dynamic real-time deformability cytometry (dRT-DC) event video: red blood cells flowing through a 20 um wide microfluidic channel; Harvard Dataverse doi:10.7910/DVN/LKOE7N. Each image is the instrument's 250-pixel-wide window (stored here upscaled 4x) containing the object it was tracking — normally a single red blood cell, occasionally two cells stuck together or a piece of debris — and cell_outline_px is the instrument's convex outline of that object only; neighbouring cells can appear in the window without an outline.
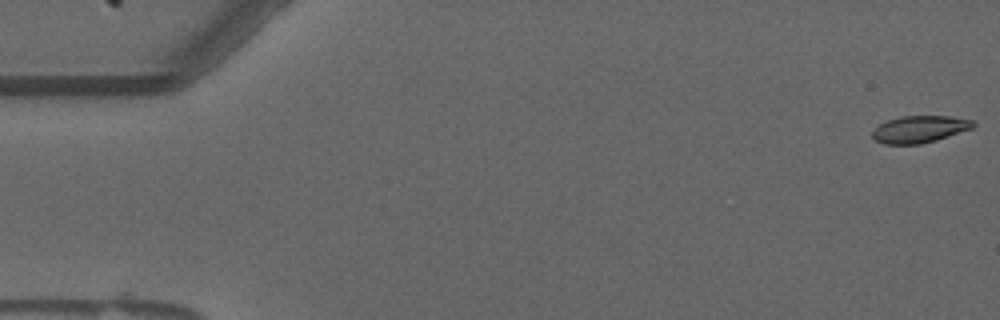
{"species": "common noctule bat (a hibernating species)", "species_latin": "Nyctalus noctula", "temperature_condition": "warm", "stored_images_in_passage": 53, "camera_frame_rate_fps": 3000, "um_per_image_px": 0.085, "animal": {"sex": "male", "forearm_length_mm": 52.5}, "frame": {"image": 1, "passage_image": 1, "time_ms": 0.0, "image_size_px": [1000, 320], "cell_outline_px": [[976, 124], [972, 128], [936, 140], [920, 144], [884, 144], [876, 140], [872, 136], [872, 132], [880, 124], [888, 120], [900, 116], [948, 116], [972, 120]], "centroid_in_image_um": [78.16, 10.98], "position_along_channel_um": 6.8, "area_um2": 15.66}}
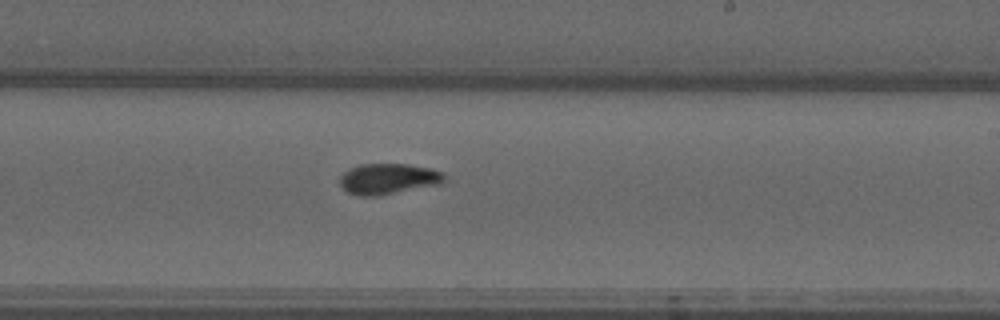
{"frame": {"image": 2, "passage_image": 33, "time_ms": 10.667, "image_size_px": [1000, 320], "cell_outline_px": [[448, 180], [444, 184], [380, 196], [356, 196], [348, 192], [340, 184], [340, 176], [348, 168], [360, 164], [408, 164], [428, 168], [444, 172]], "centroid_in_image_um": [33.06, 15.21], "position_along_channel_um": 255.9, "area_um2": 19.25}}
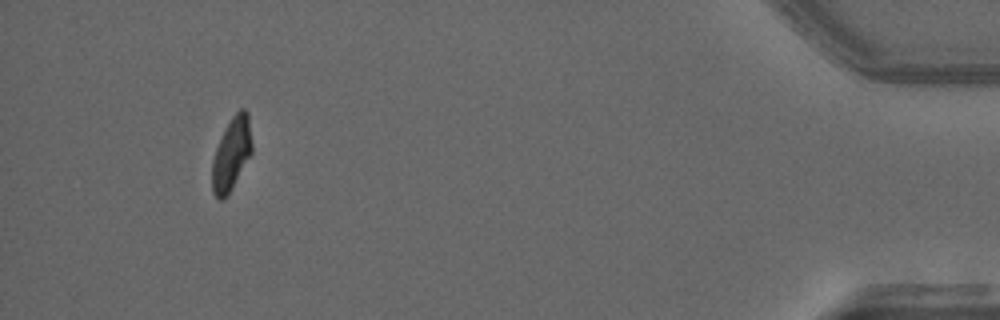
{"frame": {"image": 3, "passage_image": 52, "time_ms": 17.0, "image_size_px": [1000, 320], "cell_outline_px": [[252, 152], [224, 200], [220, 200], [212, 192], [212, 160], [216, 148], [224, 128], [232, 116], [240, 108], [244, 108], [248, 112], [252, 144]], "centroid_in_image_um": [19.67, 13.04], "position_along_channel_um": 415.5, "area_um2": 16.76}}